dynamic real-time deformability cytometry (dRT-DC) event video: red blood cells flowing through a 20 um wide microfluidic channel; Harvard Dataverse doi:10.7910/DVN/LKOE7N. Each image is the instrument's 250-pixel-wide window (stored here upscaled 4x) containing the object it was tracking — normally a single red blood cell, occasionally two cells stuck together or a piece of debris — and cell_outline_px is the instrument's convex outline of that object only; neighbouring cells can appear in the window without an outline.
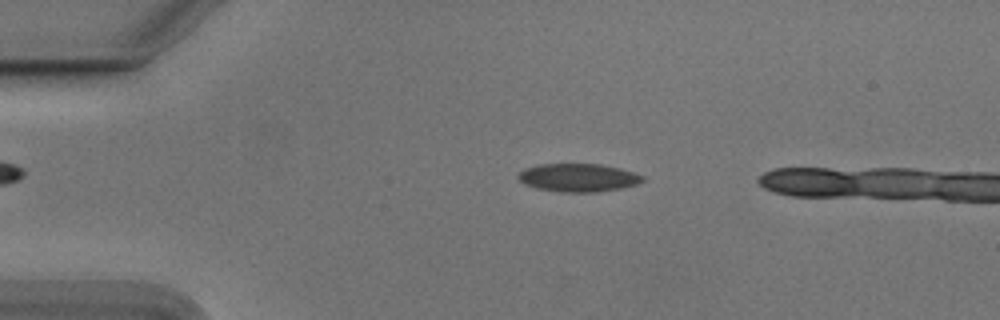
{"species": "Egyptian fruit bat (a non-hibernating species)", "species_latin": "Rousettus aegyptiacus", "temperature_condition": "cold", "stored_images_in_passage": 17, "camera_frame_rate_fps": 3000, "um_per_image_px": 0.085, "animal": {"sex": "male"}, "frame": {"image": 1, "passage_image": 11, "time_ms": 3.333, "image_size_px": [1000, 320], "cell_outline_px": [[644, 180], [636, 184], [620, 188], [596, 192], [564, 192], [536, 188], [524, 184], [516, 176], [524, 168], [536, 164], [600, 164], [620, 168], [644, 176]], "centroid_in_image_um": [49.11, 15.09], "position_along_channel_um": 35.9, "area_um2": 20.35}}